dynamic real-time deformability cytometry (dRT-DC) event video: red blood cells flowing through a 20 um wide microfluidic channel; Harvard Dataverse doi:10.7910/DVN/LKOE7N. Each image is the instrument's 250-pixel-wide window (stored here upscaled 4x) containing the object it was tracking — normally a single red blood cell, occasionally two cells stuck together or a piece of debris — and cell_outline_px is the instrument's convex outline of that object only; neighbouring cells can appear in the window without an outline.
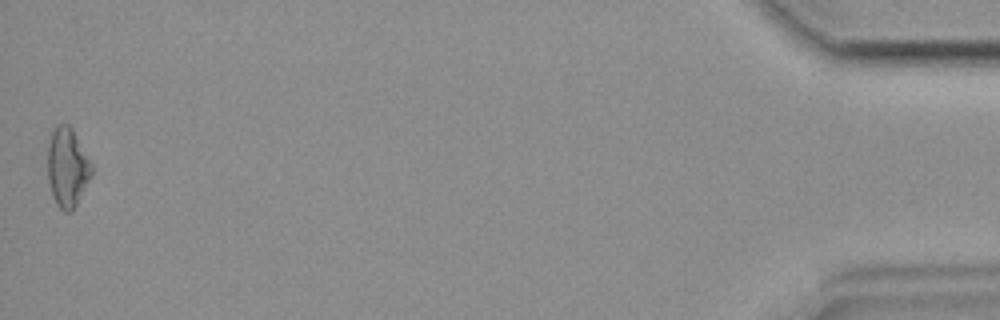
{"species": "common noctule bat (a hibernating species)", "species_latin": "Nyctalus noctula", "temperature_condition": "room temperature", "stored_images_in_passage": 33, "camera_frame_rate_fps": 3000, "um_per_image_px": 0.085, "animal": {"sex": "female", "body_mass_g": 19.9}, "frame": {"image": 1, "passage_image": 33, "time_ms": 10.667, "image_size_px": [1000, 320], "cell_outline_px": [[92, 172], [72, 212], [64, 212], [56, 204], [52, 196], [48, 180], [48, 144], [52, 132], [56, 124], [68, 124], [72, 128], [92, 164]], "centroid_in_image_um": [5.7, 14.22], "position_along_channel_um": 429.5, "area_um2": 20.06}}